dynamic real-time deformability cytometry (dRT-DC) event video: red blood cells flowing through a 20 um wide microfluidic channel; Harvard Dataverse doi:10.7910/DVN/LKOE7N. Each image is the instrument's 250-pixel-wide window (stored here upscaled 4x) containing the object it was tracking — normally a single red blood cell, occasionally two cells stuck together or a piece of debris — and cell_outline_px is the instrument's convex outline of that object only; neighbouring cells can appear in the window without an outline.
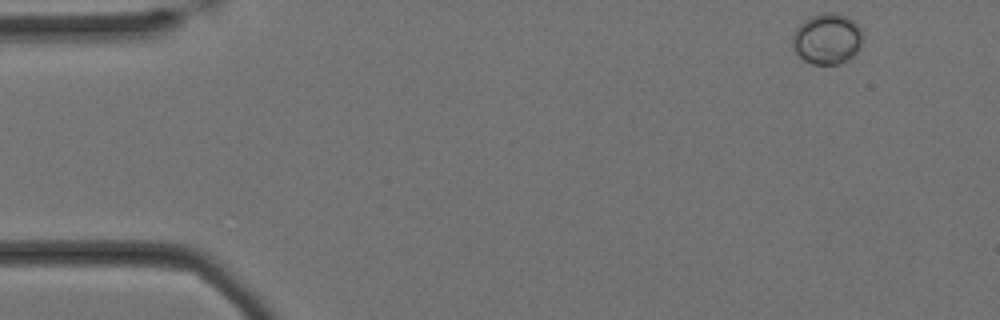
{"species": "Egyptian fruit bat (a non-hibernating species)", "species_latin": "Rousettus aegyptiacus", "temperature_condition": "cold", "stored_images_in_passage": 56, "camera_frame_rate_fps": 3000, "um_per_image_px": 0.085, "animal": {"sex": "female"}, "frame": {"image": 1, "passage_image": 1, "time_ms": 0.0, "image_size_px": [1000, 320], "cell_outline_px": [[864, 40], [856, 52], [848, 60], [840, 64], [812, 64], [804, 60], [792, 48], [792, 36], [796, 28], [804, 20], [812, 16], [824, 12], [836, 12], [856, 20], [864, 32]], "centroid_in_image_um": [70.35, 3.28], "position_along_channel_um": 14.7, "area_um2": 21.27}}
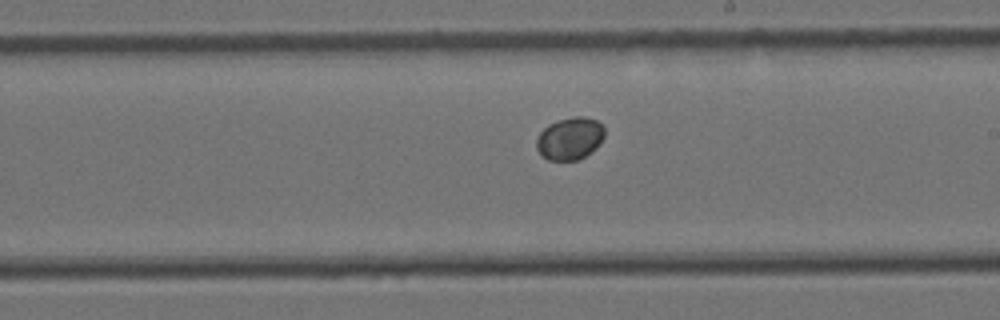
{"frame": {"image": 2, "passage_image": 30, "time_ms": 9.667, "image_size_px": [1000, 320], "cell_outline_px": [[604, 136], [600, 144], [596, 148], [584, 156], [576, 160], [548, 160], [540, 156], [536, 148], [536, 140], [540, 132], [548, 124], [556, 120], [576, 116], [584, 116], [596, 120], [604, 124]], "centroid_in_image_um": [48.43, 11.76], "position_along_channel_um": 240.6, "area_um2": 17.05}}
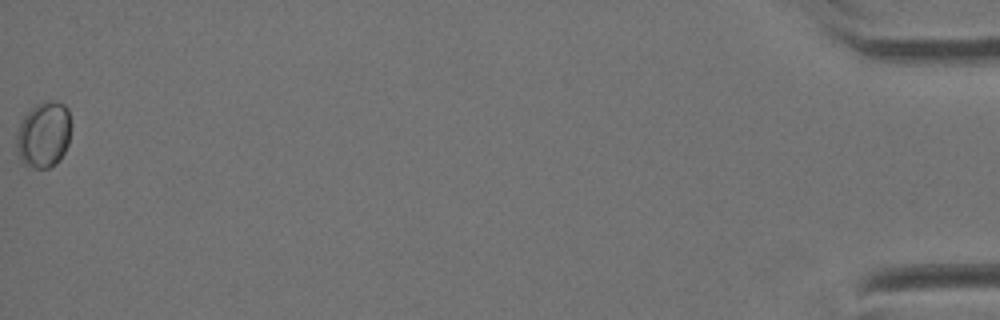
{"frame": {"image": 3, "passage_image": 56, "time_ms": 18.333, "image_size_px": [1000, 320], "cell_outline_px": [[72, 124], [68, 144], [60, 160], [56, 164], [48, 168], [36, 168], [24, 164], [20, 160], [16, 148], [16, 136], [20, 120], [36, 104], [44, 100], [52, 100], [64, 104], [68, 108]], "centroid_in_image_um": [3.73, 11.43], "position_along_channel_um": 431.5, "area_um2": 21.44}}